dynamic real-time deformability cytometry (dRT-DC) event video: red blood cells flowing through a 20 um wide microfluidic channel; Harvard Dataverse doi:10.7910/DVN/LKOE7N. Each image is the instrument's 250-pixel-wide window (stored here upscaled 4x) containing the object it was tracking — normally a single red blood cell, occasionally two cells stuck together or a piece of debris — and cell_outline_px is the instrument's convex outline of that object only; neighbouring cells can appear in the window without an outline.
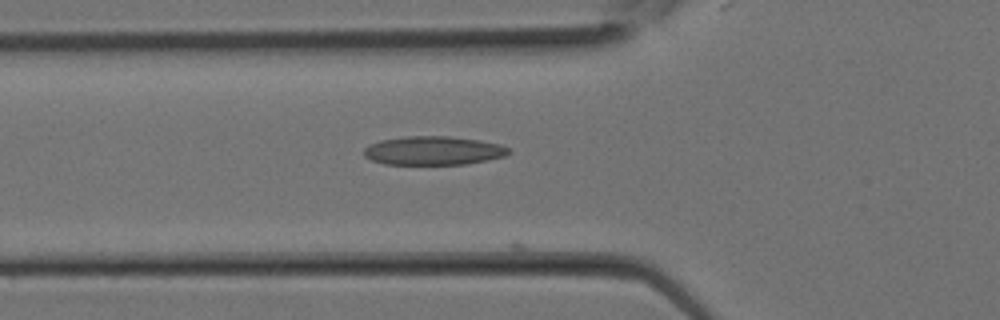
{"species": "Egyptian fruit bat (a non-hibernating species)", "species_latin": "Rousettus aegyptiacus", "temperature_condition": "room temperature", "stored_images_in_passage": 5, "camera_frame_rate_fps": 3000, "um_per_image_px": 0.085, "animal": {"sex": "female"}, "frame": {"image": 1, "passage_image": 2, "time_ms": 0.333, "image_size_px": [1000, 320], "cell_outline_px": [[512, 152], [504, 156], [464, 164], [384, 164], [372, 160], [364, 156], [364, 148], [368, 144], [380, 140], [408, 136], [448, 136], [480, 140], [500, 144], [508, 148]], "centroid_in_image_um": [36.81, 12.79], "position_along_channel_um": 89.0, "area_um2": 24.16}}
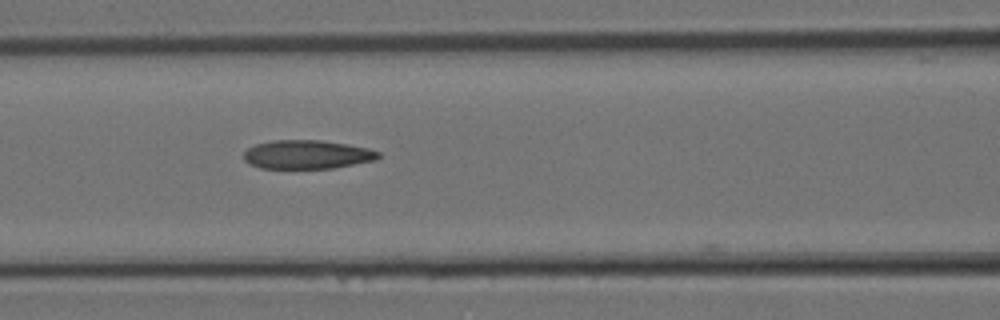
{"frame": {"image": 2, "passage_image": 4, "time_ms": 1.0, "image_size_px": [1000, 320], "cell_outline_px": [[380, 156], [376, 160], [332, 168], [260, 168], [248, 164], [244, 160], [244, 152], [248, 148], [256, 144], [272, 140], [320, 140], [348, 144], [368, 148], [380, 152]], "centroid_in_image_um": [26.09, 13.13], "position_along_channel_um": 140.5, "area_um2": 22.6}}